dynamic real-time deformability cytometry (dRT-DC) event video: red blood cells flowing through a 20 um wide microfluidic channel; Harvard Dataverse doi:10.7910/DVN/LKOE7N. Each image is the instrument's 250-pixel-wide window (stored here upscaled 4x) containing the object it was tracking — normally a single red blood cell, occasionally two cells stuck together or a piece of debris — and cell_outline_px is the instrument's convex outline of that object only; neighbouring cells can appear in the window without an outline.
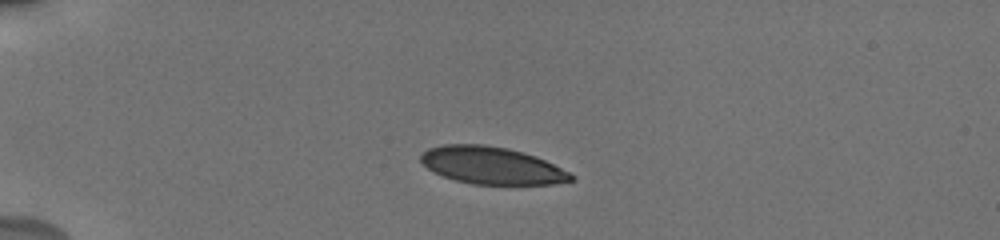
{"species": "human", "species_latin": "Homo sapiens", "temperature_condition": "cold", "stored_images_in_passage": 9, "camera_frame_rate_fps": 3000, "um_per_image_px": 0.085, "donor": {"sex": "male"}, "frame": {"image": 1, "passage_image": 1, "time_ms": 0.0, "image_size_px": [1000, 240], "cell_outline_px": [[576, 180], [552, 184], [472, 184], [456, 180], [444, 176], [428, 168], [420, 160], [420, 156], [428, 148], [444, 144], [484, 144], [508, 148], [544, 160], [576, 176]], "centroid_in_image_um": [41.79, 14.06], "position_along_channel_um": 43.2, "area_um2": 32.25}}